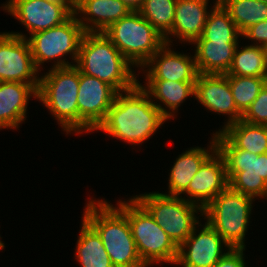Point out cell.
Listing matches in <instances>:
<instances>
[{"instance_id":"cell-21","label":"cell","mask_w":267,"mask_h":267,"mask_svg":"<svg viewBox=\"0 0 267 267\" xmlns=\"http://www.w3.org/2000/svg\"><path fill=\"white\" fill-rule=\"evenodd\" d=\"M211 139L209 151L198 146L179 155L170 171L167 195L180 196L188 188L202 164L217 150L214 134Z\"/></svg>"},{"instance_id":"cell-30","label":"cell","mask_w":267,"mask_h":267,"mask_svg":"<svg viewBox=\"0 0 267 267\" xmlns=\"http://www.w3.org/2000/svg\"><path fill=\"white\" fill-rule=\"evenodd\" d=\"M227 76L235 105L243 115L267 83V77Z\"/></svg>"},{"instance_id":"cell-31","label":"cell","mask_w":267,"mask_h":267,"mask_svg":"<svg viewBox=\"0 0 267 267\" xmlns=\"http://www.w3.org/2000/svg\"><path fill=\"white\" fill-rule=\"evenodd\" d=\"M241 120L258 125H267V83L252 102Z\"/></svg>"},{"instance_id":"cell-13","label":"cell","mask_w":267,"mask_h":267,"mask_svg":"<svg viewBox=\"0 0 267 267\" xmlns=\"http://www.w3.org/2000/svg\"><path fill=\"white\" fill-rule=\"evenodd\" d=\"M38 72L28 40L10 32L0 33V82H22L38 90Z\"/></svg>"},{"instance_id":"cell-29","label":"cell","mask_w":267,"mask_h":267,"mask_svg":"<svg viewBox=\"0 0 267 267\" xmlns=\"http://www.w3.org/2000/svg\"><path fill=\"white\" fill-rule=\"evenodd\" d=\"M177 0H144L138 11L164 37L172 30Z\"/></svg>"},{"instance_id":"cell-37","label":"cell","mask_w":267,"mask_h":267,"mask_svg":"<svg viewBox=\"0 0 267 267\" xmlns=\"http://www.w3.org/2000/svg\"><path fill=\"white\" fill-rule=\"evenodd\" d=\"M69 1L72 2L73 4L77 2V0H69Z\"/></svg>"},{"instance_id":"cell-11","label":"cell","mask_w":267,"mask_h":267,"mask_svg":"<svg viewBox=\"0 0 267 267\" xmlns=\"http://www.w3.org/2000/svg\"><path fill=\"white\" fill-rule=\"evenodd\" d=\"M2 8L27 28L29 36L58 26L74 14L69 0H8Z\"/></svg>"},{"instance_id":"cell-28","label":"cell","mask_w":267,"mask_h":267,"mask_svg":"<svg viewBox=\"0 0 267 267\" xmlns=\"http://www.w3.org/2000/svg\"><path fill=\"white\" fill-rule=\"evenodd\" d=\"M243 33L251 25L267 20V2L258 0H218Z\"/></svg>"},{"instance_id":"cell-27","label":"cell","mask_w":267,"mask_h":267,"mask_svg":"<svg viewBox=\"0 0 267 267\" xmlns=\"http://www.w3.org/2000/svg\"><path fill=\"white\" fill-rule=\"evenodd\" d=\"M238 46L239 44L226 75L267 77V64L262 46L247 45L242 48Z\"/></svg>"},{"instance_id":"cell-19","label":"cell","mask_w":267,"mask_h":267,"mask_svg":"<svg viewBox=\"0 0 267 267\" xmlns=\"http://www.w3.org/2000/svg\"><path fill=\"white\" fill-rule=\"evenodd\" d=\"M209 0H177L172 30L164 37L169 45L170 36L193 44L201 35L210 11ZM170 35V36H169Z\"/></svg>"},{"instance_id":"cell-32","label":"cell","mask_w":267,"mask_h":267,"mask_svg":"<svg viewBox=\"0 0 267 267\" xmlns=\"http://www.w3.org/2000/svg\"><path fill=\"white\" fill-rule=\"evenodd\" d=\"M244 250L245 248L226 249L227 253L212 267H246Z\"/></svg>"},{"instance_id":"cell-20","label":"cell","mask_w":267,"mask_h":267,"mask_svg":"<svg viewBox=\"0 0 267 267\" xmlns=\"http://www.w3.org/2000/svg\"><path fill=\"white\" fill-rule=\"evenodd\" d=\"M30 97L37 98V89L33 85L0 82V129L19 127L27 117Z\"/></svg>"},{"instance_id":"cell-8","label":"cell","mask_w":267,"mask_h":267,"mask_svg":"<svg viewBox=\"0 0 267 267\" xmlns=\"http://www.w3.org/2000/svg\"><path fill=\"white\" fill-rule=\"evenodd\" d=\"M13 35L20 36L28 40L33 61L38 70L40 65L47 61L54 60L51 68L68 67L77 62L79 47L85 31L79 23L76 14H73L64 23L49 28L47 30L36 32L30 37L22 33L10 32ZM70 54L74 64L65 61L64 57ZM62 56L64 59H62ZM56 60V61H55Z\"/></svg>"},{"instance_id":"cell-3","label":"cell","mask_w":267,"mask_h":267,"mask_svg":"<svg viewBox=\"0 0 267 267\" xmlns=\"http://www.w3.org/2000/svg\"><path fill=\"white\" fill-rule=\"evenodd\" d=\"M83 218L100 235L114 267H147L137 252L128 218L118 207L90 199Z\"/></svg>"},{"instance_id":"cell-26","label":"cell","mask_w":267,"mask_h":267,"mask_svg":"<svg viewBox=\"0 0 267 267\" xmlns=\"http://www.w3.org/2000/svg\"><path fill=\"white\" fill-rule=\"evenodd\" d=\"M215 2L207 17L202 35L197 40L239 42L238 37L242 33L218 0Z\"/></svg>"},{"instance_id":"cell-4","label":"cell","mask_w":267,"mask_h":267,"mask_svg":"<svg viewBox=\"0 0 267 267\" xmlns=\"http://www.w3.org/2000/svg\"><path fill=\"white\" fill-rule=\"evenodd\" d=\"M78 88L79 69L75 65L51 68L39 80L37 99L67 134L79 133Z\"/></svg>"},{"instance_id":"cell-25","label":"cell","mask_w":267,"mask_h":267,"mask_svg":"<svg viewBox=\"0 0 267 267\" xmlns=\"http://www.w3.org/2000/svg\"><path fill=\"white\" fill-rule=\"evenodd\" d=\"M76 247L81 267H114L97 231L83 218Z\"/></svg>"},{"instance_id":"cell-6","label":"cell","mask_w":267,"mask_h":267,"mask_svg":"<svg viewBox=\"0 0 267 267\" xmlns=\"http://www.w3.org/2000/svg\"><path fill=\"white\" fill-rule=\"evenodd\" d=\"M216 147L225 161L229 187L251 198L267 191V153L256 155L237 149L221 132L214 133Z\"/></svg>"},{"instance_id":"cell-17","label":"cell","mask_w":267,"mask_h":267,"mask_svg":"<svg viewBox=\"0 0 267 267\" xmlns=\"http://www.w3.org/2000/svg\"><path fill=\"white\" fill-rule=\"evenodd\" d=\"M165 43L143 66L146 80L196 82L198 70L195 56L176 53Z\"/></svg>"},{"instance_id":"cell-24","label":"cell","mask_w":267,"mask_h":267,"mask_svg":"<svg viewBox=\"0 0 267 267\" xmlns=\"http://www.w3.org/2000/svg\"><path fill=\"white\" fill-rule=\"evenodd\" d=\"M217 132H221L237 149L256 155L267 153V125L239 120Z\"/></svg>"},{"instance_id":"cell-1","label":"cell","mask_w":267,"mask_h":267,"mask_svg":"<svg viewBox=\"0 0 267 267\" xmlns=\"http://www.w3.org/2000/svg\"><path fill=\"white\" fill-rule=\"evenodd\" d=\"M142 88L118 92L105 120L95 130L106 132L130 144H140L149 139L168 120Z\"/></svg>"},{"instance_id":"cell-9","label":"cell","mask_w":267,"mask_h":267,"mask_svg":"<svg viewBox=\"0 0 267 267\" xmlns=\"http://www.w3.org/2000/svg\"><path fill=\"white\" fill-rule=\"evenodd\" d=\"M253 200L228 186L203 209L204 219L231 248L246 246L244 237L250 222Z\"/></svg>"},{"instance_id":"cell-34","label":"cell","mask_w":267,"mask_h":267,"mask_svg":"<svg viewBox=\"0 0 267 267\" xmlns=\"http://www.w3.org/2000/svg\"><path fill=\"white\" fill-rule=\"evenodd\" d=\"M131 11L138 12L142 7L144 0H121Z\"/></svg>"},{"instance_id":"cell-33","label":"cell","mask_w":267,"mask_h":267,"mask_svg":"<svg viewBox=\"0 0 267 267\" xmlns=\"http://www.w3.org/2000/svg\"><path fill=\"white\" fill-rule=\"evenodd\" d=\"M241 36L255 41L251 45L263 46L267 43V20L251 25Z\"/></svg>"},{"instance_id":"cell-16","label":"cell","mask_w":267,"mask_h":267,"mask_svg":"<svg viewBox=\"0 0 267 267\" xmlns=\"http://www.w3.org/2000/svg\"><path fill=\"white\" fill-rule=\"evenodd\" d=\"M210 112L228 115L224 127L241 120L226 74H198L195 83V96Z\"/></svg>"},{"instance_id":"cell-14","label":"cell","mask_w":267,"mask_h":267,"mask_svg":"<svg viewBox=\"0 0 267 267\" xmlns=\"http://www.w3.org/2000/svg\"><path fill=\"white\" fill-rule=\"evenodd\" d=\"M196 228L178 247L175 264L182 267H212L227 253L223 251V246L225 249L231 247L207 221L198 234Z\"/></svg>"},{"instance_id":"cell-5","label":"cell","mask_w":267,"mask_h":267,"mask_svg":"<svg viewBox=\"0 0 267 267\" xmlns=\"http://www.w3.org/2000/svg\"><path fill=\"white\" fill-rule=\"evenodd\" d=\"M118 203V208L128 218L142 262L147 267L161 262L175 264L178 258V246L149 212L134 197L128 202L121 200Z\"/></svg>"},{"instance_id":"cell-12","label":"cell","mask_w":267,"mask_h":267,"mask_svg":"<svg viewBox=\"0 0 267 267\" xmlns=\"http://www.w3.org/2000/svg\"><path fill=\"white\" fill-rule=\"evenodd\" d=\"M117 93L109 84L79 70V133L91 132L98 128L105 120Z\"/></svg>"},{"instance_id":"cell-2","label":"cell","mask_w":267,"mask_h":267,"mask_svg":"<svg viewBox=\"0 0 267 267\" xmlns=\"http://www.w3.org/2000/svg\"><path fill=\"white\" fill-rule=\"evenodd\" d=\"M75 66L81 73L97 77L117 92L134 88L138 83L132 65L103 32H85Z\"/></svg>"},{"instance_id":"cell-22","label":"cell","mask_w":267,"mask_h":267,"mask_svg":"<svg viewBox=\"0 0 267 267\" xmlns=\"http://www.w3.org/2000/svg\"><path fill=\"white\" fill-rule=\"evenodd\" d=\"M239 42L196 40L195 61L199 74H227Z\"/></svg>"},{"instance_id":"cell-15","label":"cell","mask_w":267,"mask_h":267,"mask_svg":"<svg viewBox=\"0 0 267 267\" xmlns=\"http://www.w3.org/2000/svg\"><path fill=\"white\" fill-rule=\"evenodd\" d=\"M229 186L225 161L216 150L200 167L188 188L182 193L185 200L204 209L218 194ZM189 196V198H188Z\"/></svg>"},{"instance_id":"cell-7","label":"cell","mask_w":267,"mask_h":267,"mask_svg":"<svg viewBox=\"0 0 267 267\" xmlns=\"http://www.w3.org/2000/svg\"><path fill=\"white\" fill-rule=\"evenodd\" d=\"M121 54L135 67H141L166 43L160 34L139 12L112 23L103 32Z\"/></svg>"},{"instance_id":"cell-23","label":"cell","mask_w":267,"mask_h":267,"mask_svg":"<svg viewBox=\"0 0 267 267\" xmlns=\"http://www.w3.org/2000/svg\"><path fill=\"white\" fill-rule=\"evenodd\" d=\"M146 87L141 85L142 88L153 99L160 100L163 105L168 109H165L161 104L155 103L162 114L171 119L177 111L178 107L191 95L195 96V83L196 82H180L171 80H147ZM172 111V112H171ZM173 113V114H172Z\"/></svg>"},{"instance_id":"cell-18","label":"cell","mask_w":267,"mask_h":267,"mask_svg":"<svg viewBox=\"0 0 267 267\" xmlns=\"http://www.w3.org/2000/svg\"><path fill=\"white\" fill-rule=\"evenodd\" d=\"M130 12L121 0H77L74 4V14L85 32H104Z\"/></svg>"},{"instance_id":"cell-35","label":"cell","mask_w":267,"mask_h":267,"mask_svg":"<svg viewBox=\"0 0 267 267\" xmlns=\"http://www.w3.org/2000/svg\"><path fill=\"white\" fill-rule=\"evenodd\" d=\"M263 50H264V55H265V60H266V64H267V43H265L263 46H262Z\"/></svg>"},{"instance_id":"cell-10","label":"cell","mask_w":267,"mask_h":267,"mask_svg":"<svg viewBox=\"0 0 267 267\" xmlns=\"http://www.w3.org/2000/svg\"><path fill=\"white\" fill-rule=\"evenodd\" d=\"M134 198L149 212L155 222L178 247L193 232L196 225L202 226L196 214L200 212L203 215V209L185 200L182 196L150 192L136 195Z\"/></svg>"},{"instance_id":"cell-36","label":"cell","mask_w":267,"mask_h":267,"mask_svg":"<svg viewBox=\"0 0 267 267\" xmlns=\"http://www.w3.org/2000/svg\"><path fill=\"white\" fill-rule=\"evenodd\" d=\"M4 243L0 240V249H4Z\"/></svg>"}]
</instances>
